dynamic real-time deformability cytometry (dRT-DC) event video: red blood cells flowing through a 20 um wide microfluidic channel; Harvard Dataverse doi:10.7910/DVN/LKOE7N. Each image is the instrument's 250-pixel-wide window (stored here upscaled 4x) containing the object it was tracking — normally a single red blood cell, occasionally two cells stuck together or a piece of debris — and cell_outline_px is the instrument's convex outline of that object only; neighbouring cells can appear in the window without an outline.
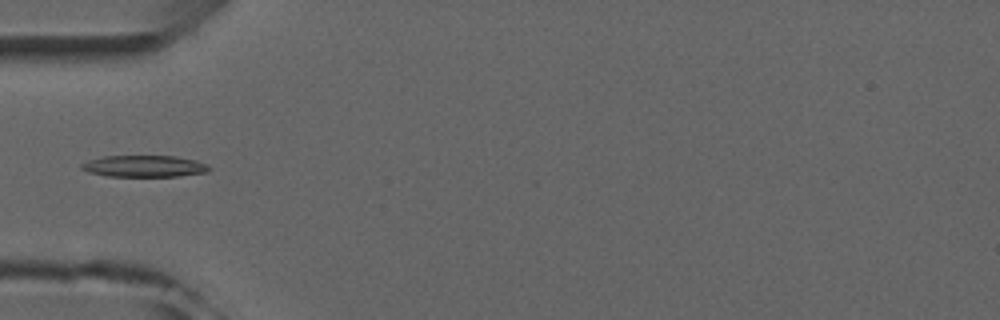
{"species": "common noctule bat (a hibernating species)", "species_latin": "Nyctalus noctula", "temperature_condition": "room temperature", "stored_images_in_passage": 4, "camera_frame_rate_fps": 3000, "um_per_image_px": 0.085, "animal": {"sex": "male", "forearm_length_mm": 52.5}, "frame": {"image": 1, "passage_image": 3, "time_ms": 2.333, "image_size_px": [1000, 320], "cell_outline_px": [[212, 168], [208, 172], [180, 176], [104, 176], [88, 172], [80, 168], [80, 164], [88, 160], [104, 156], [176, 156], [196, 160], [208, 164]], "centroid_in_image_um": [12.28, 14.12], "position_along_channel_um": 72.7, "area_um2": 16.24}}
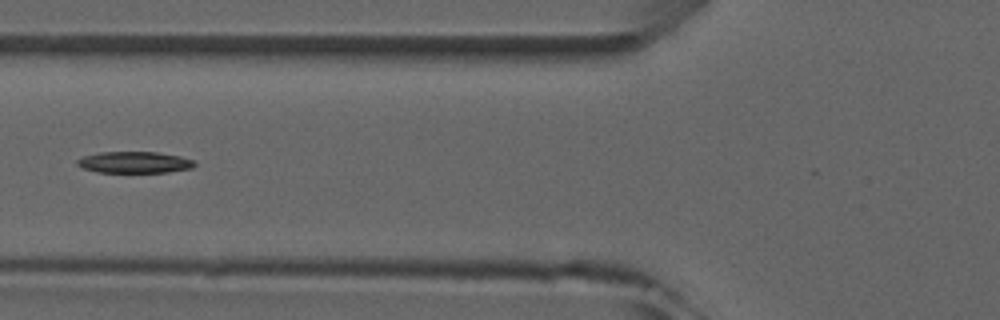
{"frame": {"image": 2, "passage_image": 4, "time_ms": 3.333, "image_size_px": [1000, 320], "cell_outline_px": [[196, 164], [192, 168], [168, 172], [96, 172], [84, 168], [76, 164], [76, 160], [84, 156], [100, 152], [156, 152], [180, 156], [196, 160]], "centroid_in_image_um": [11.46, 13.79], "position_along_channel_um": 114.3, "area_um2": 14.68}}